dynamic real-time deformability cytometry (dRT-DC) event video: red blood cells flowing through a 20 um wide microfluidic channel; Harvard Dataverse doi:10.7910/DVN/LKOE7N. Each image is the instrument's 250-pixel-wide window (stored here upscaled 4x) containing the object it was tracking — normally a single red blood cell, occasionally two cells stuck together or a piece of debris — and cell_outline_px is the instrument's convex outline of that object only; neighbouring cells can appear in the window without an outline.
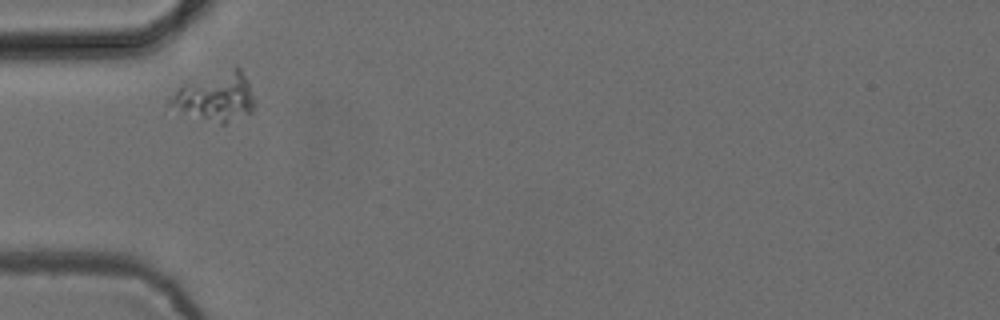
{"species": "common noctule bat (a hibernating species)", "species_latin": "Nyctalus noctula", "temperature_condition": "cold", "stored_images_in_passage": 39, "camera_frame_rate_fps": 3000, "um_per_image_px": 0.085, "animal": {"sex": "female", "body_mass_g": 24.6, "forearm_length_mm": 56.2}, "frame": {"image": 1, "passage_image": 1, "time_ms": 0.0, "image_size_px": [1000, 320], "cell_outline_px": [[252, 112], [224, 124], [220, 124], [184, 112], [168, 104], [168, 100], [184, 84], [236, 68], [240, 68], [248, 80], [252, 96]], "centroid_in_image_um": [18.35, 8.26], "position_along_channel_um": 66.6, "area_um2": 22.66}}
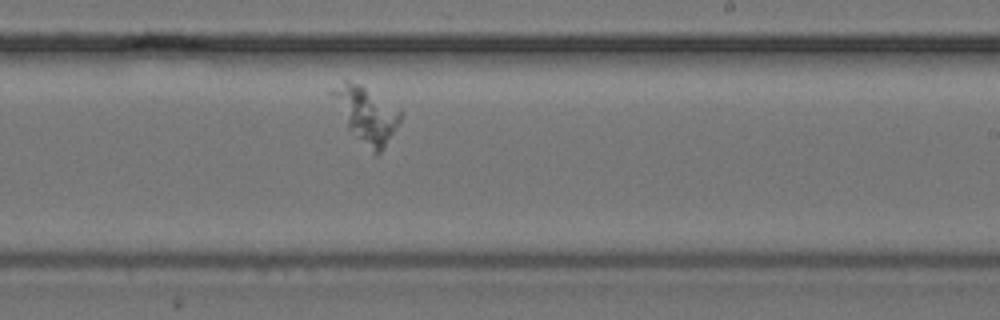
{"frame": {"image": 2, "passage_image": 17, "time_ms": 5.333, "image_size_px": [1000, 320], "cell_outline_px": [[400, 120], [384, 148], [376, 156], [348, 128], [328, 92], [328, 88], [344, 76], [360, 84], [400, 108]], "centroid_in_image_um": [31.06, 9.63], "position_along_channel_um": 257.9, "area_um2": 22.43}}
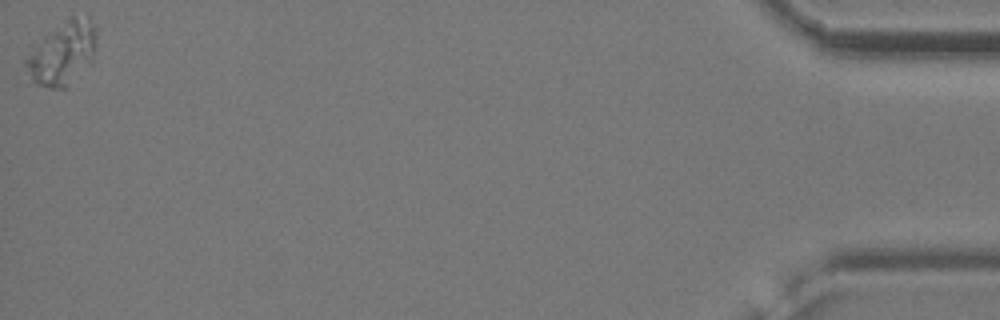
{"frame": {"image": 3, "passage_image": 39, "time_ms": 12.667, "image_size_px": [1000, 320], "cell_outline_px": [[96, 44], [92, 60], [68, 88], [48, 88], [36, 84], [32, 80], [24, 64], [24, 60], [44, 36], [72, 16], [88, 16], [96, 28]], "centroid_in_image_um": [5.34, 4.55], "position_along_channel_um": 429.9, "area_um2": 25.72}}